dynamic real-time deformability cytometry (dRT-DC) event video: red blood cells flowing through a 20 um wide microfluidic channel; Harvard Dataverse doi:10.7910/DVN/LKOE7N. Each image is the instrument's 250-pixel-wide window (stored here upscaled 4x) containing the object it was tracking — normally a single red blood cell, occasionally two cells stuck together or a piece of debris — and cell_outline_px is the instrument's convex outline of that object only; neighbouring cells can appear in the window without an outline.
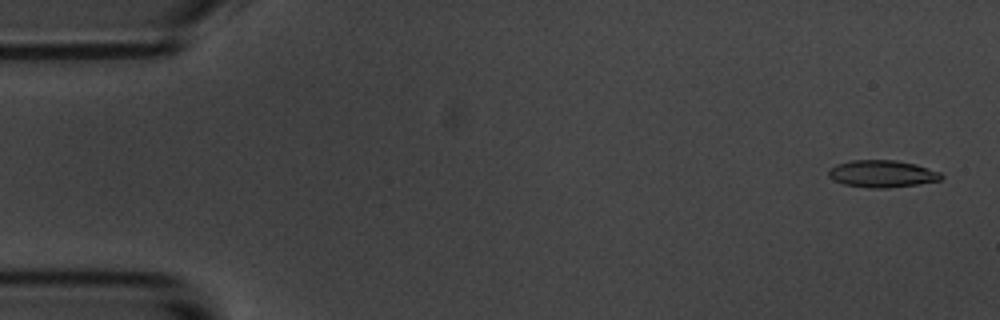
{"species": "common noctule bat (a hibernating species)", "species_latin": "Nyctalus noctula", "temperature_condition": "room temperature", "stored_images_in_passage": 50, "camera_frame_rate_fps": 3000, "um_per_image_px": 0.085, "animal": {"sex": "male", "body_mass_g": 20.1, "forearm_length_mm": 53.5}, "frame": {"image": 1, "passage_image": 2, "time_ms": 0.333, "image_size_px": [1000, 320], "cell_outline_px": [[944, 176], [940, 180], [916, 184], [888, 188], [868, 188], [844, 184], [828, 176], [828, 172], [836, 164], [852, 160], [896, 160], [916, 164], [940, 172]], "centroid_in_image_um": [75.0, 14.77], "position_along_channel_um": 10.0, "area_um2": 17.69}}
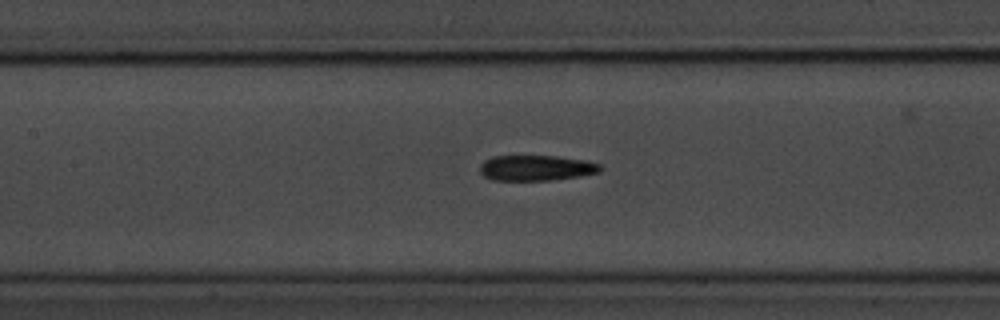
{"frame": {"image": 2, "passage_image": 25, "time_ms": 8.0, "image_size_px": [1000, 320], "cell_outline_px": [[604, 168], [600, 172], [580, 176], [552, 180], [492, 180], [484, 176], [480, 172], [480, 164], [484, 160], [492, 156], [556, 156], [584, 160], [600, 164]], "centroid_in_image_um": [45.58, 14.27], "position_along_channel_um": 161.8, "area_um2": 17.98}}
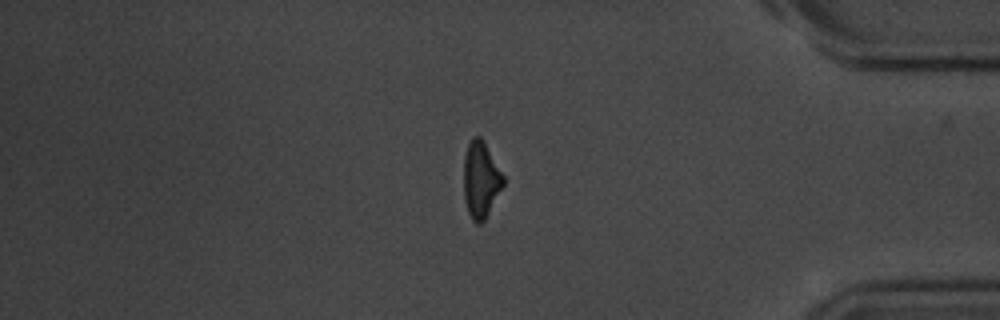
{"frame": {"image": 3, "passage_image": 47, "time_ms": 15.333, "image_size_px": [1000, 320], "cell_outline_px": [[504, 184], [484, 220], [480, 224], [476, 224], [472, 220], [468, 212], [464, 200], [464, 156], [468, 144], [472, 136], [480, 136], [504, 176]], "centroid_in_image_um": [40.85, 15.28], "position_along_channel_um": 394.4, "area_um2": 17.4}, "authors_computed_cell_mechanics": {"area_um2": 18.2359, "velocity_mm_per_s": 3.5725, "shape_relaxation_time_tau1_ms": 5.778, "shape_relaxation_time_tau2_ms": 7.3644, "deformation_change_tau1": 0.1692, "deformation_change_tau2": 0.1553}}